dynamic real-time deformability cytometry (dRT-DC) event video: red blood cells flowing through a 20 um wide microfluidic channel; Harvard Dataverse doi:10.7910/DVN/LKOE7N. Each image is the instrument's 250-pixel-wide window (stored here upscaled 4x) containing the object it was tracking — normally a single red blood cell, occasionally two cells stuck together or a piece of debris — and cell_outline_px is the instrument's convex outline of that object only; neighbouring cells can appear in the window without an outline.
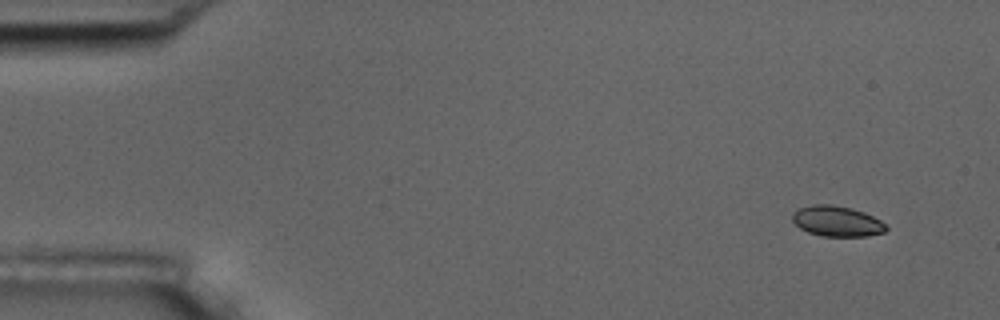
{"species": "common noctule bat (a hibernating species)", "species_latin": "Nyctalus noctula", "temperature_condition": "room temperature", "stored_images_in_passage": 7, "camera_frame_rate_fps": 3000, "um_per_image_px": 0.085, "animal": {"sex": "male", "body_mass_g": 17.5, "forearm_length_mm": 52.3}, "frame": {"image": 1, "passage_image": 1, "time_ms": 0.0, "image_size_px": [1000, 320], "cell_outline_px": [[888, 228], [884, 232], [868, 236], [820, 236], [808, 232], [800, 228], [792, 220], [792, 212], [800, 208], [812, 204], [832, 204], [852, 208], [864, 212], [880, 220]], "centroid_in_image_um": [71.12, 18.8], "position_along_channel_um": 13.9, "area_um2": 16.7}}
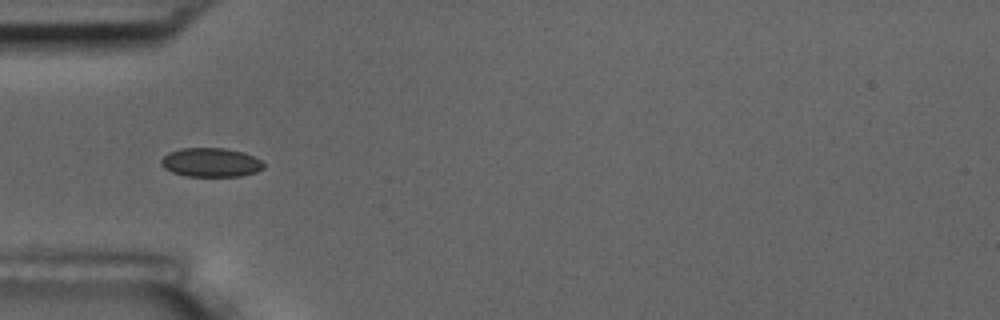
{"frame": {"image": 2, "passage_image": 5, "time_ms": 1.333, "image_size_px": [1000, 320], "cell_outline_px": [[264, 168], [256, 172], [240, 176], [188, 176], [172, 172], [164, 168], [160, 164], [160, 160], [168, 152], [180, 148], [224, 148], [244, 152], [260, 160], [264, 164]], "centroid_in_image_um": [17.9, 13.8], "position_along_channel_um": 67.1, "area_um2": 17.34}}